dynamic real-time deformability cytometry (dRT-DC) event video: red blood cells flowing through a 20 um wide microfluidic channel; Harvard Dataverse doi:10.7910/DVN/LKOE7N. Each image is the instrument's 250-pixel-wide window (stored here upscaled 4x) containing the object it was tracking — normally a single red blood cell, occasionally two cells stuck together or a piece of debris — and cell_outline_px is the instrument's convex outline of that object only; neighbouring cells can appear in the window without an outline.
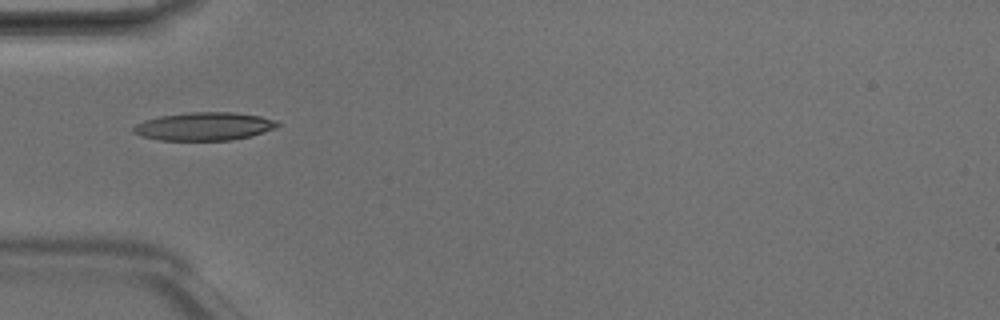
{"species": "Egyptian fruit bat (a non-hibernating species)", "species_latin": "Rousettus aegyptiacus", "temperature_condition": "room temperature", "stored_images_in_passage": 3, "camera_frame_rate_fps": 3000, "um_per_image_px": 0.085, "animal": {"sex": "male"}, "frame": {"image": 1, "passage_image": 3, "time_ms": 0.667, "image_size_px": [1000, 320], "cell_outline_px": [[280, 124], [276, 128], [248, 136], [232, 140], [160, 140], [140, 136], [132, 132], [132, 128], [136, 124], [160, 116], [188, 112], [232, 112], [260, 116], [276, 120]], "centroid_in_image_um": [17.34, 10.74], "position_along_channel_um": 67.7, "area_um2": 23.47}}